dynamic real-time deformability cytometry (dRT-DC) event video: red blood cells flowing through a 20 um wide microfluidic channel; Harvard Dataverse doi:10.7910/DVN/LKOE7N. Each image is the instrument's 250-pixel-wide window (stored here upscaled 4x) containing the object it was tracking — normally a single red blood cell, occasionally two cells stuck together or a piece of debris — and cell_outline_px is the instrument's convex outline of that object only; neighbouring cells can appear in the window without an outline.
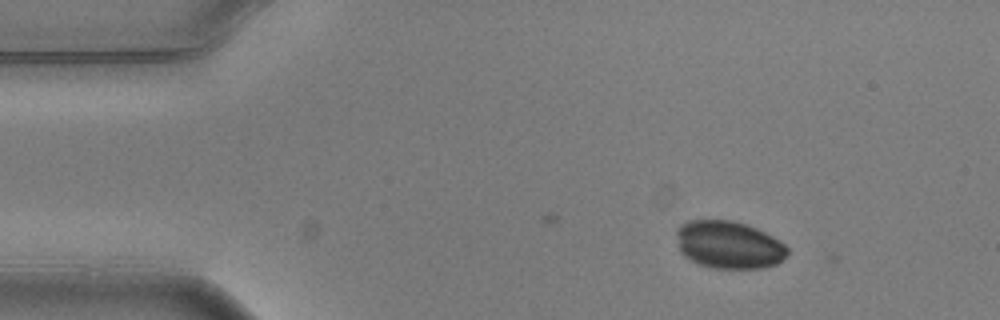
{"species": "common noctule bat (a hibernating species)", "species_latin": "Nyctalus noctula", "temperature_condition": "warm", "stored_images_in_passage": 4, "camera_frame_rate_fps": 3000, "um_per_image_px": 0.085, "animal": {"sex": "male", "body_mass_g": 20.5, "forearm_length_mm": 52.5}, "frame": {"image": 1, "passage_image": 1, "time_ms": 0.0, "image_size_px": [1000, 320], "cell_outline_px": [[788, 252], [776, 264], [764, 268], [716, 268], [700, 264], [684, 256], [680, 252], [676, 232], [676, 228], [680, 224], [688, 220], [732, 220], [756, 228], [780, 240], [788, 248]], "centroid_in_image_um": [61.93, 20.79], "position_along_channel_um": 23.1, "area_um2": 30.69}}